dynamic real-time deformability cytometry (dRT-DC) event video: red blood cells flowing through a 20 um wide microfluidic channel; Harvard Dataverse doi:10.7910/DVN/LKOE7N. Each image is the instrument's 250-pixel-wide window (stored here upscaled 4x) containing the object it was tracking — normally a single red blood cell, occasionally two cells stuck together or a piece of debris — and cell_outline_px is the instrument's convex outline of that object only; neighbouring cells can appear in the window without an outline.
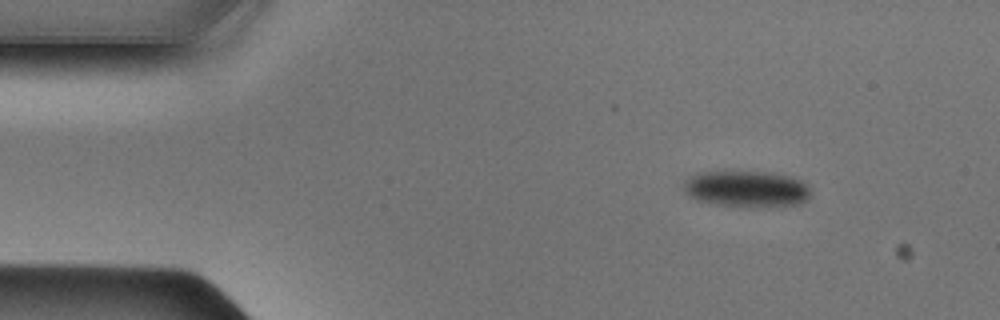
{"species": "Egyptian fruit bat (a non-hibernating species)", "species_latin": "Rousettus aegyptiacus", "temperature_condition": "cold", "stored_images_in_passage": 43, "camera_frame_rate_fps": 3000, "um_per_image_px": 0.085, "animal": {"sex": "male"}, "frame": {"image": 1, "passage_image": 1, "time_ms": 0.0, "image_size_px": [1000, 320], "cell_outline_px": [[812, 196], [800, 204], [720, 204], [700, 200], [684, 192], [684, 180], [700, 172], [772, 172], [792, 176], [808, 184], [812, 192]], "centroid_in_image_um": [63.52, 16.0], "position_along_channel_um": 21.5, "area_um2": 25.89}}
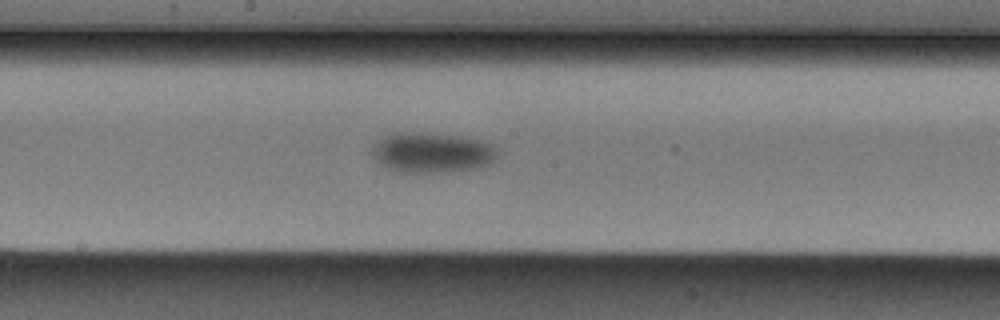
{"frame": {"image": 2, "passage_image": 20, "time_ms": 6.333, "image_size_px": [1000, 320], "cell_outline_px": [[496, 156], [488, 164], [472, 168], [448, 172], [400, 172], [388, 168], [376, 160], [372, 156], [372, 148], [380, 140], [396, 132], [420, 132], [460, 136], [480, 140], [492, 144], [496, 148]], "centroid_in_image_um": [36.71, 12.96], "position_along_channel_um": 211.5, "area_um2": 28.96}}
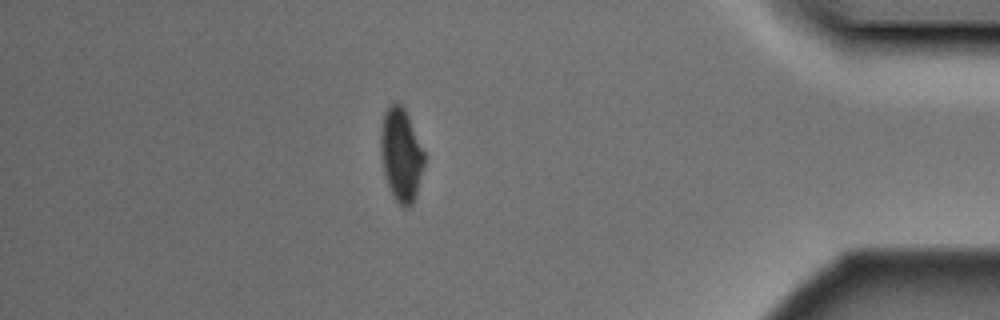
{"frame": {"image": 3, "passage_image": 37, "time_ms": 12.0, "image_size_px": [1000, 320], "cell_outline_px": [[424, 164], [416, 196], [412, 204], [408, 208], [404, 208], [396, 200], [388, 184], [384, 172], [380, 144], [380, 136], [384, 112], [396, 100], [404, 108], [408, 116], [424, 152]], "centroid_in_image_um": [34.1, 13.15], "position_along_channel_um": 401.1, "area_um2": 23.24}}